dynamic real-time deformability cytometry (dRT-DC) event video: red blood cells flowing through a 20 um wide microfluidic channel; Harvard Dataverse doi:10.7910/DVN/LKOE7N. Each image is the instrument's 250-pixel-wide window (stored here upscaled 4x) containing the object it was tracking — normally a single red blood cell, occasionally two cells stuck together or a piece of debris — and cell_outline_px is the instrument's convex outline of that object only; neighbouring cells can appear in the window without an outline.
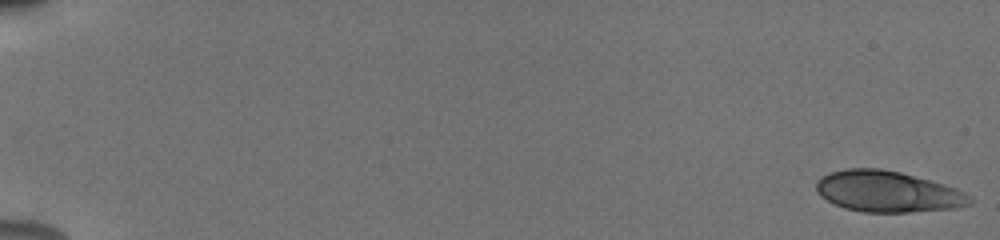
{"species": "human", "species_latin": "Homo sapiens", "temperature_condition": "cold", "stored_images_in_passage": 14, "camera_frame_rate_fps": 3000, "um_per_image_px": 0.085, "donor": {"sex": "male"}, "frame": {"image": 1, "passage_image": 1, "time_ms": 0.0, "image_size_px": [1000, 240], "cell_outline_px": [[972, 204], [956, 208], [908, 212], [864, 212], [844, 208], [820, 196], [816, 188], [816, 180], [820, 176], [828, 172], [848, 168], [880, 168], [900, 172], [944, 184], [956, 188], [972, 196]], "centroid_in_image_um": [75.45, 16.28], "position_along_channel_um": 9.6, "area_um2": 36.88}}
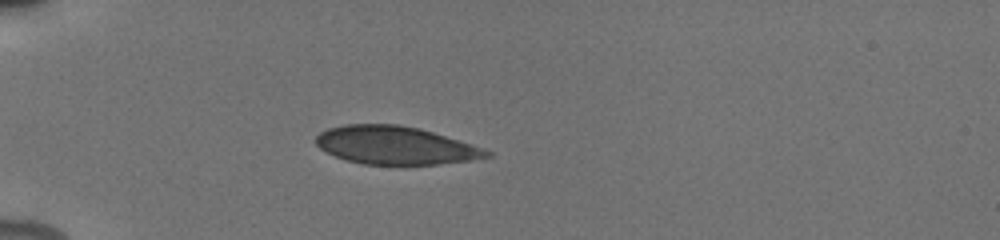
{"frame": {"image": 2, "passage_image": 9, "time_ms": 5.333, "image_size_px": [1000, 240], "cell_outline_px": [[492, 156], [472, 160], [436, 164], [364, 164], [348, 160], [336, 156], [320, 148], [316, 144], [316, 136], [320, 132], [328, 128], [344, 124], [396, 124], [420, 128], [484, 148], [492, 152]], "centroid_in_image_um": [33.61, 12.34], "position_along_channel_um": 51.4, "area_um2": 37.63}}